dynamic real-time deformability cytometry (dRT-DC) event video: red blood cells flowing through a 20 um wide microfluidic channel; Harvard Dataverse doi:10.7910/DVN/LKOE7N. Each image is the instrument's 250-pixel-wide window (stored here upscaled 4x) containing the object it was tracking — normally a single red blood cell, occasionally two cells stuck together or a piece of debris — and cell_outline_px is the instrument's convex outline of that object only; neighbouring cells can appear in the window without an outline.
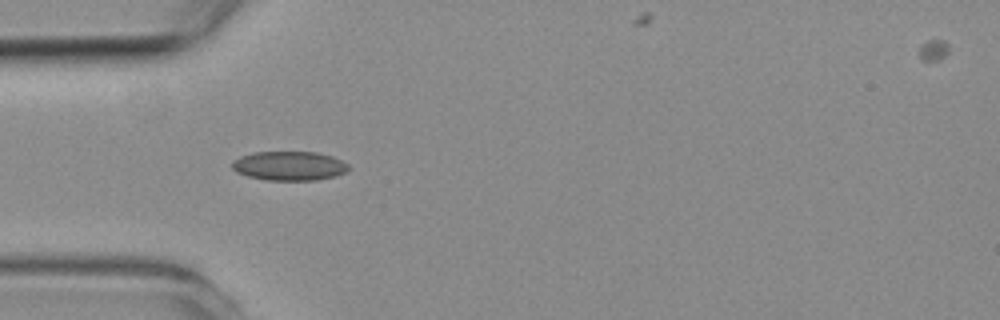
{"species": "common noctule bat (a hibernating species)", "species_latin": "Nyctalus noctula", "temperature_condition": "room temperature", "stored_images_in_passage": 8, "camera_frame_rate_fps": 3000, "um_per_image_px": 0.085, "animal": {"sex": "female", "body_mass_g": 19.3, "forearm_length_mm": 54.1}, "frame": {"image": 1, "passage_image": 2, "time_ms": 1.0, "image_size_px": [1000, 320], "cell_outline_px": [[352, 168], [336, 176], [316, 180], [264, 180], [248, 176], [236, 172], [232, 168], [232, 160], [240, 156], [252, 152], [316, 152], [332, 156], [348, 164]], "centroid_in_image_um": [24.58, 14.1], "position_along_channel_um": 60.4, "area_um2": 19.94}}
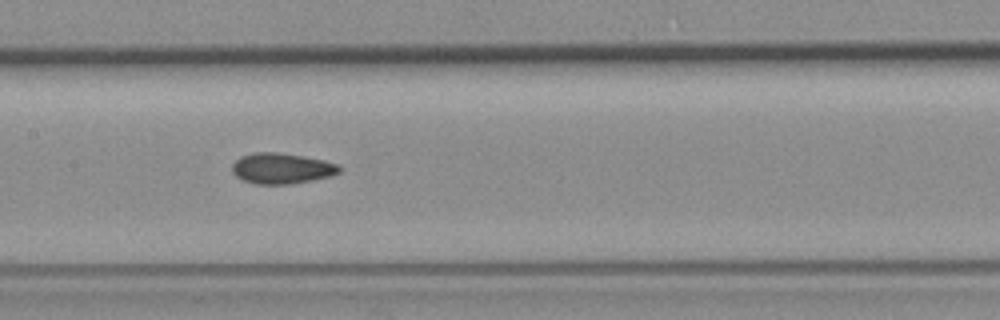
{"frame": {"image": 2, "passage_image": 5, "time_ms": 4.333, "image_size_px": [1000, 320], "cell_outline_px": [[340, 172], [332, 176], [312, 180], [288, 184], [256, 184], [244, 180], [236, 176], [232, 172], [232, 164], [240, 156], [256, 152], [276, 152], [324, 160], [340, 164]], "centroid_in_image_um": [23.95, 14.31], "position_along_channel_um": 183.5, "area_um2": 19.13}}
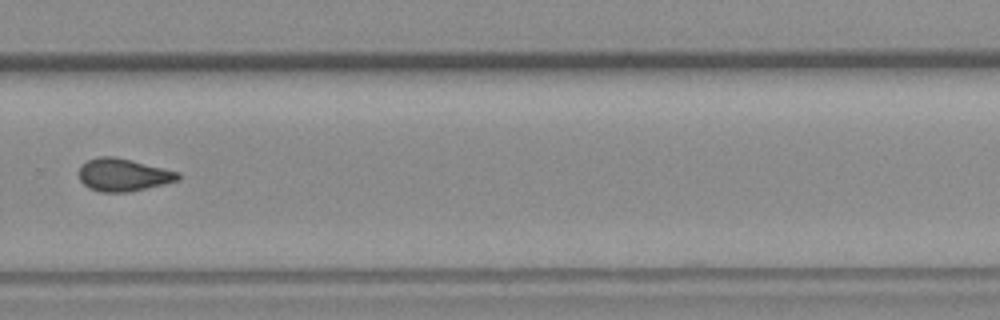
{"frame": {"image": 3, "passage_image": 8, "time_ms": 8.0, "image_size_px": [1000, 320], "cell_outline_px": [[180, 180], [164, 184], [128, 192], [100, 192], [88, 188], [80, 180], [80, 164], [88, 160], [100, 156], [112, 156], [132, 160], [180, 172]], "centroid_in_image_um": [10.48, 14.86], "position_along_channel_um": 319.3, "area_um2": 18.9}}